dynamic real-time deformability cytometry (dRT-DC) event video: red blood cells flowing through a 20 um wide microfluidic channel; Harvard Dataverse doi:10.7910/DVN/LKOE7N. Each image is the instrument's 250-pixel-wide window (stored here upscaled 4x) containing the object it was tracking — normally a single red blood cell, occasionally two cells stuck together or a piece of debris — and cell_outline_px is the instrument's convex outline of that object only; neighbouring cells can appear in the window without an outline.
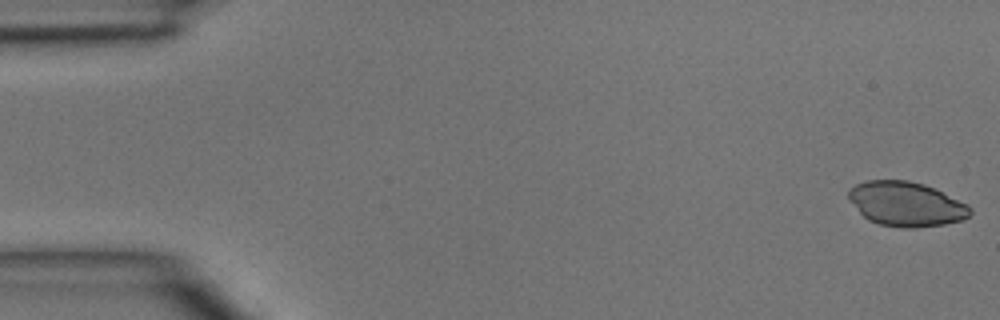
{"species": "common noctule bat (a hibernating species)", "species_latin": "Nyctalus noctula", "temperature_condition": "room temperature", "stored_images_in_passage": 10, "camera_frame_rate_fps": 3000, "um_per_image_px": 0.085, "animal": {"sex": "male", "body_mass_g": 15.6}, "frame": {"image": 1, "passage_image": 1, "time_ms": 0.0, "image_size_px": [1000, 320], "cell_outline_px": [[972, 212], [964, 220], [944, 224], [916, 228], [900, 228], [880, 224], [868, 220], [848, 200], [848, 188], [856, 184], [868, 180], [908, 180], [924, 184], [968, 204], [972, 208]], "centroid_in_image_um": [77.01, 17.34], "position_along_channel_um": 8.0, "area_um2": 31.67}}